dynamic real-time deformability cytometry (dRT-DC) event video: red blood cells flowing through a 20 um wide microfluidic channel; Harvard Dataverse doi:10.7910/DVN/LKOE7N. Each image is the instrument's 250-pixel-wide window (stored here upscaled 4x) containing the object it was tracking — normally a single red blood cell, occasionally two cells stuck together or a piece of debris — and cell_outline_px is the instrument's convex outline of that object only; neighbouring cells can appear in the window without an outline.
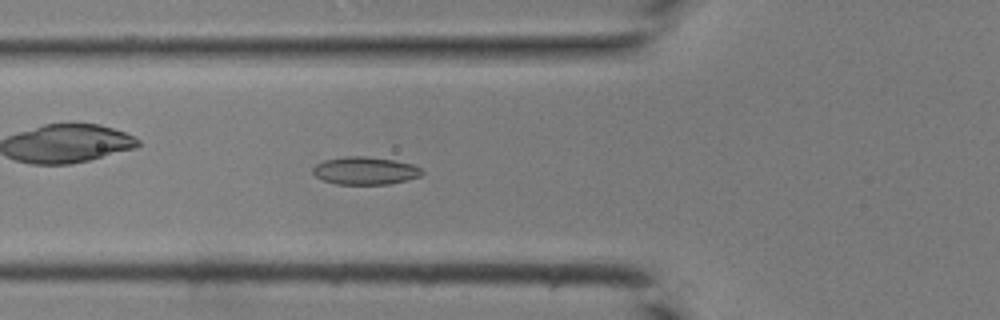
{"species": "common noctule bat (a hibernating species)", "species_latin": "Nyctalus noctula", "temperature_condition": "room temperature", "stored_images_in_passage": 42, "camera_frame_rate_fps": 3000, "um_per_image_px": 0.085, "animal": {"sex": "male", "body_mass_g": 19.0, "forearm_length_mm": 50.8}, "frame": {"image": 1, "passage_image": 15, "time_ms": 4.667, "image_size_px": [1000, 320], "cell_outline_px": [[424, 172], [420, 176], [408, 180], [388, 184], [336, 184], [324, 180], [316, 176], [312, 172], [312, 168], [316, 164], [324, 160], [344, 156], [364, 156], [392, 160], [412, 164], [420, 168]], "centroid_in_image_um": [31.02, 14.51], "position_along_channel_um": 94.8, "area_um2": 17.57}}
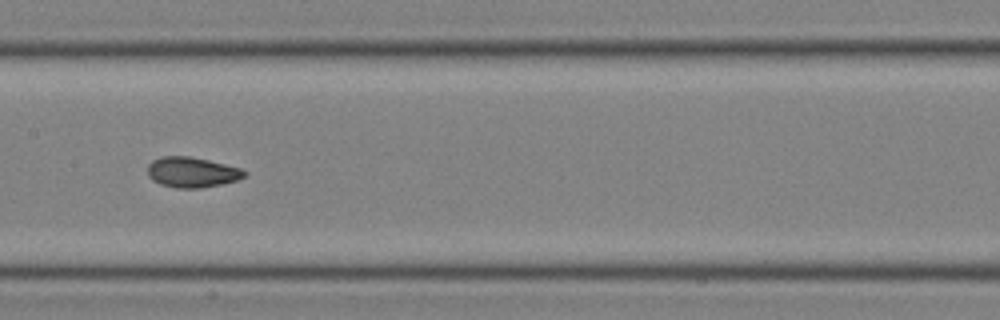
{"frame": {"image": 2, "passage_image": 21, "time_ms": 6.667, "image_size_px": [1000, 320], "cell_outline_px": [[248, 172], [244, 176], [236, 180], [220, 184], [200, 188], [176, 188], [160, 184], [152, 180], [148, 176], [148, 164], [152, 160], [160, 156], [188, 156], [208, 160], [240, 168]], "centroid_in_image_um": [16.27, 14.63], "position_along_channel_um": 191.1, "area_um2": 17.05}}
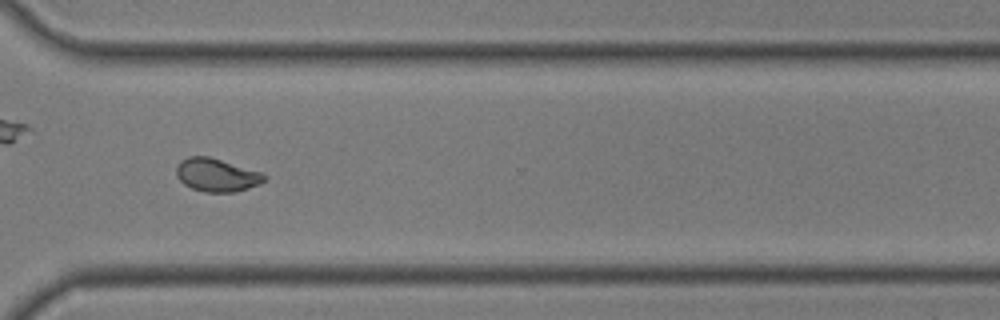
{"frame": {"image": 3, "passage_image": 31, "time_ms": 10.0, "image_size_px": [1000, 320], "cell_outline_px": [[268, 176], [260, 184], [236, 192], [204, 192], [192, 188], [184, 184], [176, 176], [176, 164], [180, 160], [188, 156], [208, 156], [260, 172]], "centroid_in_image_um": [18.38, 14.87], "position_along_channel_um": 352.2, "area_um2": 16.99}}